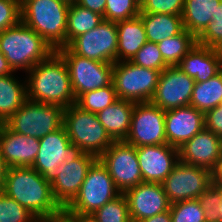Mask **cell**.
<instances>
[{
  "instance_id": "obj_12",
  "label": "cell",
  "mask_w": 222,
  "mask_h": 222,
  "mask_svg": "<svg viewBox=\"0 0 222 222\" xmlns=\"http://www.w3.org/2000/svg\"><path fill=\"white\" fill-rule=\"evenodd\" d=\"M165 112L151 102L135 103L130 130L124 141L135 147L167 143Z\"/></svg>"
},
{
  "instance_id": "obj_21",
  "label": "cell",
  "mask_w": 222,
  "mask_h": 222,
  "mask_svg": "<svg viewBox=\"0 0 222 222\" xmlns=\"http://www.w3.org/2000/svg\"><path fill=\"white\" fill-rule=\"evenodd\" d=\"M39 148V138L14 132L0 123V151L8 167H32Z\"/></svg>"
},
{
  "instance_id": "obj_30",
  "label": "cell",
  "mask_w": 222,
  "mask_h": 222,
  "mask_svg": "<svg viewBox=\"0 0 222 222\" xmlns=\"http://www.w3.org/2000/svg\"><path fill=\"white\" fill-rule=\"evenodd\" d=\"M196 43V38L184 29L180 34L157 43V46L164 62L168 66H177Z\"/></svg>"
},
{
  "instance_id": "obj_6",
  "label": "cell",
  "mask_w": 222,
  "mask_h": 222,
  "mask_svg": "<svg viewBox=\"0 0 222 222\" xmlns=\"http://www.w3.org/2000/svg\"><path fill=\"white\" fill-rule=\"evenodd\" d=\"M63 113L59 105L26 99L4 124L14 132L40 139L63 126Z\"/></svg>"
},
{
  "instance_id": "obj_19",
  "label": "cell",
  "mask_w": 222,
  "mask_h": 222,
  "mask_svg": "<svg viewBox=\"0 0 222 222\" xmlns=\"http://www.w3.org/2000/svg\"><path fill=\"white\" fill-rule=\"evenodd\" d=\"M143 182L162 183L179 161V149L168 145L136 147Z\"/></svg>"
},
{
  "instance_id": "obj_36",
  "label": "cell",
  "mask_w": 222,
  "mask_h": 222,
  "mask_svg": "<svg viewBox=\"0 0 222 222\" xmlns=\"http://www.w3.org/2000/svg\"><path fill=\"white\" fill-rule=\"evenodd\" d=\"M197 44L222 50V2L212 16V21L204 31L196 38Z\"/></svg>"
},
{
  "instance_id": "obj_20",
  "label": "cell",
  "mask_w": 222,
  "mask_h": 222,
  "mask_svg": "<svg viewBox=\"0 0 222 222\" xmlns=\"http://www.w3.org/2000/svg\"><path fill=\"white\" fill-rule=\"evenodd\" d=\"M205 128L204 113L192 106H182L165 112L167 144L180 148Z\"/></svg>"
},
{
  "instance_id": "obj_18",
  "label": "cell",
  "mask_w": 222,
  "mask_h": 222,
  "mask_svg": "<svg viewBox=\"0 0 222 222\" xmlns=\"http://www.w3.org/2000/svg\"><path fill=\"white\" fill-rule=\"evenodd\" d=\"M179 160L215 172L222 162L221 137L204 128L179 148Z\"/></svg>"
},
{
  "instance_id": "obj_49",
  "label": "cell",
  "mask_w": 222,
  "mask_h": 222,
  "mask_svg": "<svg viewBox=\"0 0 222 222\" xmlns=\"http://www.w3.org/2000/svg\"><path fill=\"white\" fill-rule=\"evenodd\" d=\"M218 211H219V215H220V221L222 222V202L220 203L219 207H218Z\"/></svg>"
},
{
  "instance_id": "obj_7",
  "label": "cell",
  "mask_w": 222,
  "mask_h": 222,
  "mask_svg": "<svg viewBox=\"0 0 222 222\" xmlns=\"http://www.w3.org/2000/svg\"><path fill=\"white\" fill-rule=\"evenodd\" d=\"M120 194L108 169L97 159L87 171L79 192L63 212L93 214Z\"/></svg>"
},
{
  "instance_id": "obj_33",
  "label": "cell",
  "mask_w": 222,
  "mask_h": 222,
  "mask_svg": "<svg viewBox=\"0 0 222 222\" xmlns=\"http://www.w3.org/2000/svg\"><path fill=\"white\" fill-rule=\"evenodd\" d=\"M140 14V3L137 0H107L104 20L118 22L130 20Z\"/></svg>"
},
{
  "instance_id": "obj_50",
  "label": "cell",
  "mask_w": 222,
  "mask_h": 222,
  "mask_svg": "<svg viewBox=\"0 0 222 222\" xmlns=\"http://www.w3.org/2000/svg\"><path fill=\"white\" fill-rule=\"evenodd\" d=\"M63 1H65V2H67V3H69V4H72V3H76V2H77V0H63Z\"/></svg>"
},
{
  "instance_id": "obj_44",
  "label": "cell",
  "mask_w": 222,
  "mask_h": 222,
  "mask_svg": "<svg viewBox=\"0 0 222 222\" xmlns=\"http://www.w3.org/2000/svg\"><path fill=\"white\" fill-rule=\"evenodd\" d=\"M138 222H172V218L170 215V210H168L155 216L142 219Z\"/></svg>"
},
{
  "instance_id": "obj_48",
  "label": "cell",
  "mask_w": 222,
  "mask_h": 222,
  "mask_svg": "<svg viewBox=\"0 0 222 222\" xmlns=\"http://www.w3.org/2000/svg\"><path fill=\"white\" fill-rule=\"evenodd\" d=\"M48 222H69L63 215L47 220Z\"/></svg>"
},
{
  "instance_id": "obj_51",
  "label": "cell",
  "mask_w": 222,
  "mask_h": 222,
  "mask_svg": "<svg viewBox=\"0 0 222 222\" xmlns=\"http://www.w3.org/2000/svg\"><path fill=\"white\" fill-rule=\"evenodd\" d=\"M219 187L222 188V182H215Z\"/></svg>"
},
{
  "instance_id": "obj_45",
  "label": "cell",
  "mask_w": 222,
  "mask_h": 222,
  "mask_svg": "<svg viewBox=\"0 0 222 222\" xmlns=\"http://www.w3.org/2000/svg\"><path fill=\"white\" fill-rule=\"evenodd\" d=\"M7 169L8 166L6 165L0 151V194L4 193L5 190V178H6Z\"/></svg>"
},
{
  "instance_id": "obj_40",
  "label": "cell",
  "mask_w": 222,
  "mask_h": 222,
  "mask_svg": "<svg viewBox=\"0 0 222 222\" xmlns=\"http://www.w3.org/2000/svg\"><path fill=\"white\" fill-rule=\"evenodd\" d=\"M21 21V0H0V32Z\"/></svg>"
},
{
  "instance_id": "obj_9",
  "label": "cell",
  "mask_w": 222,
  "mask_h": 222,
  "mask_svg": "<svg viewBox=\"0 0 222 222\" xmlns=\"http://www.w3.org/2000/svg\"><path fill=\"white\" fill-rule=\"evenodd\" d=\"M67 66L76 100L85 92L110 85L113 81V64L81 57L67 46L56 50Z\"/></svg>"
},
{
  "instance_id": "obj_15",
  "label": "cell",
  "mask_w": 222,
  "mask_h": 222,
  "mask_svg": "<svg viewBox=\"0 0 222 222\" xmlns=\"http://www.w3.org/2000/svg\"><path fill=\"white\" fill-rule=\"evenodd\" d=\"M195 80L178 66H168L160 75L151 103L164 111L190 106Z\"/></svg>"
},
{
  "instance_id": "obj_25",
  "label": "cell",
  "mask_w": 222,
  "mask_h": 222,
  "mask_svg": "<svg viewBox=\"0 0 222 222\" xmlns=\"http://www.w3.org/2000/svg\"><path fill=\"white\" fill-rule=\"evenodd\" d=\"M15 75L0 76V123H5L27 99L26 78Z\"/></svg>"
},
{
  "instance_id": "obj_13",
  "label": "cell",
  "mask_w": 222,
  "mask_h": 222,
  "mask_svg": "<svg viewBox=\"0 0 222 222\" xmlns=\"http://www.w3.org/2000/svg\"><path fill=\"white\" fill-rule=\"evenodd\" d=\"M116 22L104 20L94 29L74 38L67 47L75 54L95 61L117 62Z\"/></svg>"
},
{
  "instance_id": "obj_37",
  "label": "cell",
  "mask_w": 222,
  "mask_h": 222,
  "mask_svg": "<svg viewBox=\"0 0 222 222\" xmlns=\"http://www.w3.org/2000/svg\"><path fill=\"white\" fill-rule=\"evenodd\" d=\"M130 62L137 66L159 70L160 72L168 67L158 49L157 43L148 41L134 55Z\"/></svg>"
},
{
  "instance_id": "obj_27",
  "label": "cell",
  "mask_w": 222,
  "mask_h": 222,
  "mask_svg": "<svg viewBox=\"0 0 222 222\" xmlns=\"http://www.w3.org/2000/svg\"><path fill=\"white\" fill-rule=\"evenodd\" d=\"M139 17L143 21L148 42L159 43L184 30L181 15L140 13Z\"/></svg>"
},
{
  "instance_id": "obj_23",
  "label": "cell",
  "mask_w": 222,
  "mask_h": 222,
  "mask_svg": "<svg viewBox=\"0 0 222 222\" xmlns=\"http://www.w3.org/2000/svg\"><path fill=\"white\" fill-rule=\"evenodd\" d=\"M135 103L118 99L97 113L99 122L114 141L125 140L129 130Z\"/></svg>"
},
{
  "instance_id": "obj_35",
  "label": "cell",
  "mask_w": 222,
  "mask_h": 222,
  "mask_svg": "<svg viewBox=\"0 0 222 222\" xmlns=\"http://www.w3.org/2000/svg\"><path fill=\"white\" fill-rule=\"evenodd\" d=\"M172 222H205V213L198 199L171 204Z\"/></svg>"
},
{
  "instance_id": "obj_16",
  "label": "cell",
  "mask_w": 222,
  "mask_h": 222,
  "mask_svg": "<svg viewBox=\"0 0 222 222\" xmlns=\"http://www.w3.org/2000/svg\"><path fill=\"white\" fill-rule=\"evenodd\" d=\"M40 148L32 167L50 184L54 181V172L60 164L78 153L70 142L68 134L62 126L39 139Z\"/></svg>"
},
{
  "instance_id": "obj_26",
  "label": "cell",
  "mask_w": 222,
  "mask_h": 222,
  "mask_svg": "<svg viewBox=\"0 0 222 222\" xmlns=\"http://www.w3.org/2000/svg\"><path fill=\"white\" fill-rule=\"evenodd\" d=\"M222 0H185L181 14L184 29L197 38L212 21Z\"/></svg>"
},
{
  "instance_id": "obj_11",
  "label": "cell",
  "mask_w": 222,
  "mask_h": 222,
  "mask_svg": "<svg viewBox=\"0 0 222 222\" xmlns=\"http://www.w3.org/2000/svg\"><path fill=\"white\" fill-rule=\"evenodd\" d=\"M98 159L121 193L143 182L136 147L124 140L114 141Z\"/></svg>"
},
{
  "instance_id": "obj_43",
  "label": "cell",
  "mask_w": 222,
  "mask_h": 222,
  "mask_svg": "<svg viewBox=\"0 0 222 222\" xmlns=\"http://www.w3.org/2000/svg\"><path fill=\"white\" fill-rule=\"evenodd\" d=\"M62 215L69 222H98L92 214H80L74 212H63Z\"/></svg>"
},
{
  "instance_id": "obj_38",
  "label": "cell",
  "mask_w": 222,
  "mask_h": 222,
  "mask_svg": "<svg viewBox=\"0 0 222 222\" xmlns=\"http://www.w3.org/2000/svg\"><path fill=\"white\" fill-rule=\"evenodd\" d=\"M198 200L205 213V220L208 222H219L218 207L222 202V188L214 182L204 193L200 194Z\"/></svg>"
},
{
  "instance_id": "obj_39",
  "label": "cell",
  "mask_w": 222,
  "mask_h": 222,
  "mask_svg": "<svg viewBox=\"0 0 222 222\" xmlns=\"http://www.w3.org/2000/svg\"><path fill=\"white\" fill-rule=\"evenodd\" d=\"M185 0H143L140 13L181 15Z\"/></svg>"
},
{
  "instance_id": "obj_22",
  "label": "cell",
  "mask_w": 222,
  "mask_h": 222,
  "mask_svg": "<svg viewBox=\"0 0 222 222\" xmlns=\"http://www.w3.org/2000/svg\"><path fill=\"white\" fill-rule=\"evenodd\" d=\"M177 66L195 82H205L222 70V50L196 43Z\"/></svg>"
},
{
  "instance_id": "obj_8",
  "label": "cell",
  "mask_w": 222,
  "mask_h": 222,
  "mask_svg": "<svg viewBox=\"0 0 222 222\" xmlns=\"http://www.w3.org/2000/svg\"><path fill=\"white\" fill-rule=\"evenodd\" d=\"M161 72L140 67L130 61L113 64V84L118 99L144 103L153 98Z\"/></svg>"
},
{
  "instance_id": "obj_52",
  "label": "cell",
  "mask_w": 222,
  "mask_h": 222,
  "mask_svg": "<svg viewBox=\"0 0 222 222\" xmlns=\"http://www.w3.org/2000/svg\"><path fill=\"white\" fill-rule=\"evenodd\" d=\"M38 222H48L47 220H39Z\"/></svg>"
},
{
  "instance_id": "obj_34",
  "label": "cell",
  "mask_w": 222,
  "mask_h": 222,
  "mask_svg": "<svg viewBox=\"0 0 222 222\" xmlns=\"http://www.w3.org/2000/svg\"><path fill=\"white\" fill-rule=\"evenodd\" d=\"M39 219L5 193L0 194V222H38Z\"/></svg>"
},
{
  "instance_id": "obj_4",
  "label": "cell",
  "mask_w": 222,
  "mask_h": 222,
  "mask_svg": "<svg viewBox=\"0 0 222 222\" xmlns=\"http://www.w3.org/2000/svg\"><path fill=\"white\" fill-rule=\"evenodd\" d=\"M69 5L63 0H21V21L56 51L66 46Z\"/></svg>"
},
{
  "instance_id": "obj_41",
  "label": "cell",
  "mask_w": 222,
  "mask_h": 222,
  "mask_svg": "<svg viewBox=\"0 0 222 222\" xmlns=\"http://www.w3.org/2000/svg\"><path fill=\"white\" fill-rule=\"evenodd\" d=\"M205 129L212 131L215 135L222 137V105L207 111L204 114Z\"/></svg>"
},
{
  "instance_id": "obj_47",
  "label": "cell",
  "mask_w": 222,
  "mask_h": 222,
  "mask_svg": "<svg viewBox=\"0 0 222 222\" xmlns=\"http://www.w3.org/2000/svg\"><path fill=\"white\" fill-rule=\"evenodd\" d=\"M214 182H222V162L214 172Z\"/></svg>"
},
{
  "instance_id": "obj_10",
  "label": "cell",
  "mask_w": 222,
  "mask_h": 222,
  "mask_svg": "<svg viewBox=\"0 0 222 222\" xmlns=\"http://www.w3.org/2000/svg\"><path fill=\"white\" fill-rule=\"evenodd\" d=\"M214 183V172L210 169L181 162L162 182L164 191L171 204L198 199Z\"/></svg>"
},
{
  "instance_id": "obj_42",
  "label": "cell",
  "mask_w": 222,
  "mask_h": 222,
  "mask_svg": "<svg viewBox=\"0 0 222 222\" xmlns=\"http://www.w3.org/2000/svg\"><path fill=\"white\" fill-rule=\"evenodd\" d=\"M107 0H77V4L81 5L92 12L102 15L104 18V10Z\"/></svg>"
},
{
  "instance_id": "obj_29",
  "label": "cell",
  "mask_w": 222,
  "mask_h": 222,
  "mask_svg": "<svg viewBox=\"0 0 222 222\" xmlns=\"http://www.w3.org/2000/svg\"><path fill=\"white\" fill-rule=\"evenodd\" d=\"M104 21L102 15L72 3L67 14L66 46L76 37L97 27Z\"/></svg>"
},
{
  "instance_id": "obj_3",
  "label": "cell",
  "mask_w": 222,
  "mask_h": 222,
  "mask_svg": "<svg viewBox=\"0 0 222 222\" xmlns=\"http://www.w3.org/2000/svg\"><path fill=\"white\" fill-rule=\"evenodd\" d=\"M0 50L14 72L25 74L55 51L22 21L0 32Z\"/></svg>"
},
{
  "instance_id": "obj_2",
  "label": "cell",
  "mask_w": 222,
  "mask_h": 222,
  "mask_svg": "<svg viewBox=\"0 0 222 222\" xmlns=\"http://www.w3.org/2000/svg\"><path fill=\"white\" fill-rule=\"evenodd\" d=\"M25 75L27 99L64 109L76 103L67 66L57 51Z\"/></svg>"
},
{
  "instance_id": "obj_1",
  "label": "cell",
  "mask_w": 222,
  "mask_h": 222,
  "mask_svg": "<svg viewBox=\"0 0 222 222\" xmlns=\"http://www.w3.org/2000/svg\"><path fill=\"white\" fill-rule=\"evenodd\" d=\"M4 193L28 209L39 220L62 215L52 187L33 167H8Z\"/></svg>"
},
{
  "instance_id": "obj_14",
  "label": "cell",
  "mask_w": 222,
  "mask_h": 222,
  "mask_svg": "<svg viewBox=\"0 0 222 222\" xmlns=\"http://www.w3.org/2000/svg\"><path fill=\"white\" fill-rule=\"evenodd\" d=\"M96 160L91 154L78 152L56 169L51 187L55 200L63 209L75 198Z\"/></svg>"
},
{
  "instance_id": "obj_32",
  "label": "cell",
  "mask_w": 222,
  "mask_h": 222,
  "mask_svg": "<svg viewBox=\"0 0 222 222\" xmlns=\"http://www.w3.org/2000/svg\"><path fill=\"white\" fill-rule=\"evenodd\" d=\"M92 215L98 222H132L124 193L108 201Z\"/></svg>"
},
{
  "instance_id": "obj_28",
  "label": "cell",
  "mask_w": 222,
  "mask_h": 222,
  "mask_svg": "<svg viewBox=\"0 0 222 222\" xmlns=\"http://www.w3.org/2000/svg\"><path fill=\"white\" fill-rule=\"evenodd\" d=\"M222 103V70L206 80L195 82L190 106L204 114Z\"/></svg>"
},
{
  "instance_id": "obj_31",
  "label": "cell",
  "mask_w": 222,
  "mask_h": 222,
  "mask_svg": "<svg viewBox=\"0 0 222 222\" xmlns=\"http://www.w3.org/2000/svg\"><path fill=\"white\" fill-rule=\"evenodd\" d=\"M118 100L113 82L96 90L83 93L76 104L83 110L91 113H98Z\"/></svg>"
},
{
  "instance_id": "obj_24",
  "label": "cell",
  "mask_w": 222,
  "mask_h": 222,
  "mask_svg": "<svg viewBox=\"0 0 222 222\" xmlns=\"http://www.w3.org/2000/svg\"><path fill=\"white\" fill-rule=\"evenodd\" d=\"M117 62L130 61L147 42L145 27L138 16L130 20L116 22Z\"/></svg>"
},
{
  "instance_id": "obj_17",
  "label": "cell",
  "mask_w": 222,
  "mask_h": 222,
  "mask_svg": "<svg viewBox=\"0 0 222 222\" xmlns=\"http://www.w3.org/2000/svg\"><path fill=\"white\" fill-rule=\"evenodd\" d=\"M132 222L170 210L171 203L162 183L142 182L124 192Z\"/></svg>"
},
{
  "instance_id": "obj_5",
  "label": "cell",
  "mask_w": 222,
  "mask_h": 222,
  "mask_svg": "<svg viewBox=\"0 0 222 222\" xmlns=\"http://www.w3.org/2000/svg\"><path fill=\"white\" fill-rule=\"evenodd\" d=\"M63 126L78 152L91 154L97 159L114 142L97 114L83 110L76 103L64 109Z\"/></svg>"
},
{
  "instance_id": "obj_46",
  "label": "cell",
  "mask_w": 222,
  "mask_h": 222,
  "mask_svg": "<svg viewBox=\"0 0 222 222\" xmlns=\"http://www.w3.org/2000/svg\"><path fill=\"white\" fill-rule=\"evenodd\" d=\"M12 73H14V71L12 70L8 61L5 59L3 53L0 50V76Z\"/></svg>"
}]
</instances>
